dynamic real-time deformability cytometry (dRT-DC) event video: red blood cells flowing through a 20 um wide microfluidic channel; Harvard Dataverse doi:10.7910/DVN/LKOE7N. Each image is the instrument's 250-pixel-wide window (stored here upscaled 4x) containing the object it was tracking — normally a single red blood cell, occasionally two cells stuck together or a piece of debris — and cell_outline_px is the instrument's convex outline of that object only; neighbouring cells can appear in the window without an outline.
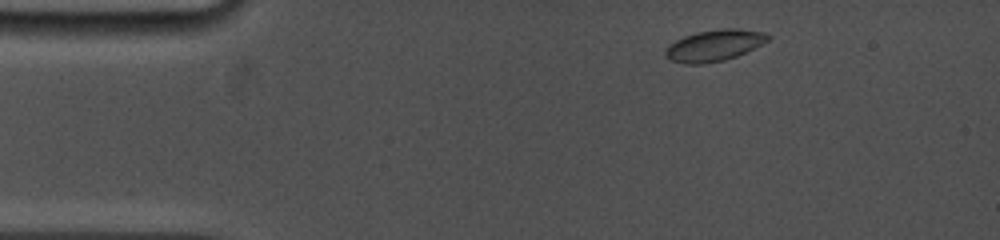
{"species": "common noctule bat (a hibernating species)", "species_latin": "Nyctalus noctula", "temperature_condition": "cold", "stored_images_in_passage": 27, "camera_frame_rate_fps": 5000, "um_per_image_px": 0.085, "animal": {"sex": "female", "body_mass_g": 19.0, "forearm_length_mm": 53.3}, "frame": {"image": 1, "passage_image": 2, "time_ms": 0.8, "image_size_px": [1000, 240], "cell_outline_px": [[772, 36], [768, 40], [736, 56], [724, 60], [700, 64], [684, 64], [668, 60], [664, 56], [664, 52], [668, 44], [684, 36], [696, 32], [724, 28], [736, 28], [764, 32]], "centroid_in_image_um": [60.65, 3.86], "position_along_channel_um": 24.4, "area_um2": 18.73}}
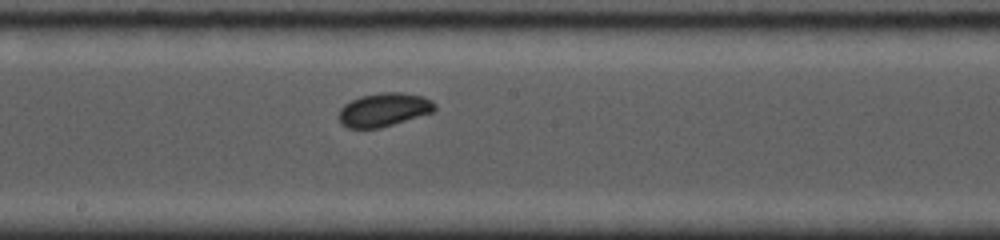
{"frame": {"image": 2, "passage_image": 13, "time_ms": 7.4, "image_size_px": [1000, 240], "cell_outline_px": [[436, 112], [380, 128], [348, 128], [340, 124], [336, 116], [340, 108], [344, 104], [360, 96], [380, 92], [400, 92], [420, 96], [432, 100], [436, 104]], "centroid_in_image_um": [32.61, 9.34], "position_along_channel_um": 215.6, "area_um2": 19.13}}
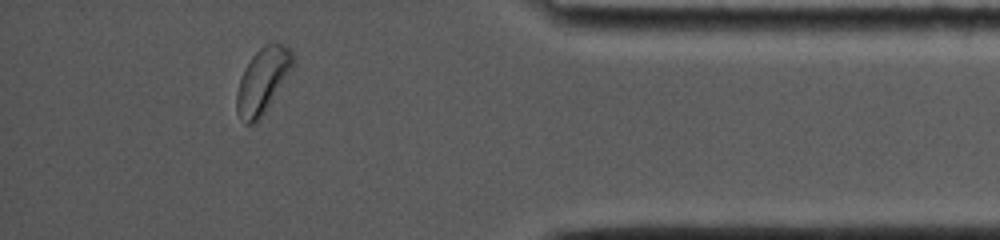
{"frame": {"image": 3, "passage_image": 23, "time_ms": 13.0, "image_size_px": [1000, 240], "cell_outline_px": [[296, 56], [292, 68], [264, 112], [252, 124], [244, 124], [236, 112], [236, 92], [240, 76], [244, 68], [252, 56], [264, 44], [288, 44]], "centroid_in_image_um": [22.31, 6.81], "position_along_channel_um": 412.9, "area_um2": 21.27}, "authors_computed_cell_mechanics": {"area_um2": 18.8428, "velocity_mm_per_s": 3.8652, "shape_relaxation_time_tau1_ms": 2.6944, "shape_relaxation_time_tau2_ms": null, "deformation_change_tau1": 0.0383, "deformation_change_tau2": null}}